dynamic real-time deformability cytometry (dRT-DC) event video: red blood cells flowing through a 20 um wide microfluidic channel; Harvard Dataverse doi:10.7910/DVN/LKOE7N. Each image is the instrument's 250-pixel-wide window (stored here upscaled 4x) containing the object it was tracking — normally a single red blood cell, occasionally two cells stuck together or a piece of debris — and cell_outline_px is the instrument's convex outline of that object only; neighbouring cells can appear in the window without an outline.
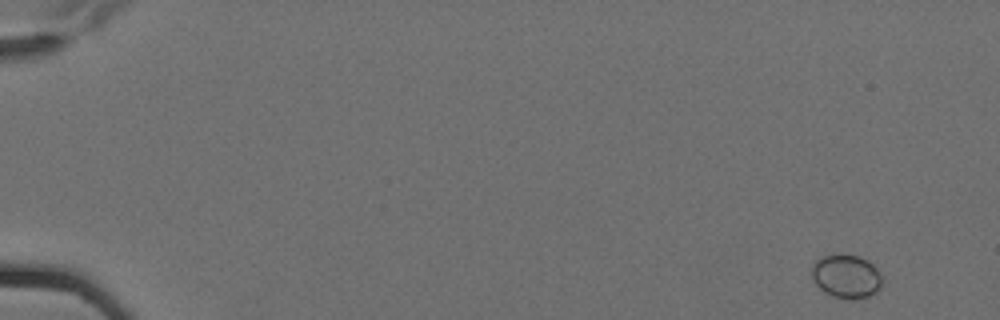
{"species": "Egyptian fruit bat (a non-hibernating species)", "species_latin": "Rousettus aegyptiacus", "temperature_condition": "cold", "stored_images_in_passage": 5, "camera_frame_rate_fps": 3000, "um_per_image_px": 0.085, "animal": {"sex": "female"}, "frame": {"image": 1, "passage_image": 1, "time_ms": 0.0, "image_size_px": [1000, 320], "cell_outline_px": [[884, 284], [876, 292], [868, 296], [848, 300], [832, 296], [824, 292], [812, 280], [812, 264], [820, 256], [836, 252], [860, 256], [872, 264], [880, 272], [884, 280]], "centroid_in_image_um": [71.93, 23.46], "position_along_channel_um": 13.1, "area_um2": 18.5}}
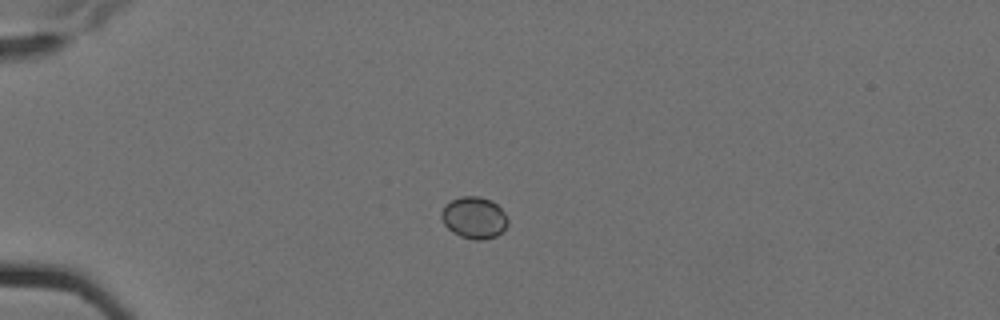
{"frame": {"image": 2, "passage_image": 4, "time_ms": 1.0, "image_size_px": [1000, 320], "cell_outline_px": [[508, 224], [496, 236], [484, 240], [476, 240], [460, 236], [452, 232], [444, 224], [440, 216], [440, 212], [444, 204], [460, 196], [480, 196], [492, 200], [504, 212], [508, 220]], "centroid_in_image_um": [40.27, 18.49], "position_along_channel_um": 44.7, "area_um2": 16.3}}